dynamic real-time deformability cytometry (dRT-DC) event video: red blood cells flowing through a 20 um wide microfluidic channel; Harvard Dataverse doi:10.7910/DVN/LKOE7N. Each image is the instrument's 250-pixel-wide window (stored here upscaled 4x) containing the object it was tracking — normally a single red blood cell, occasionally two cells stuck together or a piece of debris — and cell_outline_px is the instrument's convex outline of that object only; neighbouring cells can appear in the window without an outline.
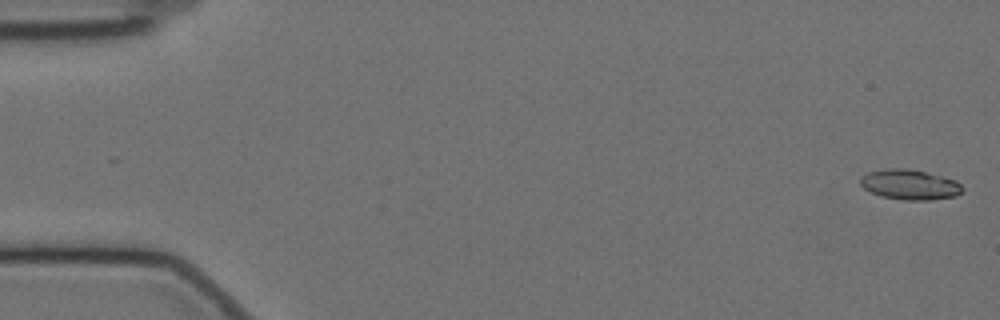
{"species": "Egyptian fruit bat (a non-hibernating species)", "species_latin": "Rousettus aegyptiacus", "temperature_condition": "cold", "stored_images_in_passage": 7, "camera_frame_rate_fps": 3000, "um_per_image_px": 0.085, "animal": {"sex": "female"}, "frame": {"image": 1, "passage_image": 2, "time_ms": 0.333, "image_size_px": [1000, 320], "cell_outline_px": [[964, 188], [956, 196], [928, 200], [904, 200], [880, 196], [864, 188], [860, 184], [860, 176], [868, 172], [884, 168], [904, 168], [924, 172], [956, 180]], "centroid_in_image_um": [77.3, 15.69], "position_along_channel_um": 7.7, "area_um2": 17.86}}